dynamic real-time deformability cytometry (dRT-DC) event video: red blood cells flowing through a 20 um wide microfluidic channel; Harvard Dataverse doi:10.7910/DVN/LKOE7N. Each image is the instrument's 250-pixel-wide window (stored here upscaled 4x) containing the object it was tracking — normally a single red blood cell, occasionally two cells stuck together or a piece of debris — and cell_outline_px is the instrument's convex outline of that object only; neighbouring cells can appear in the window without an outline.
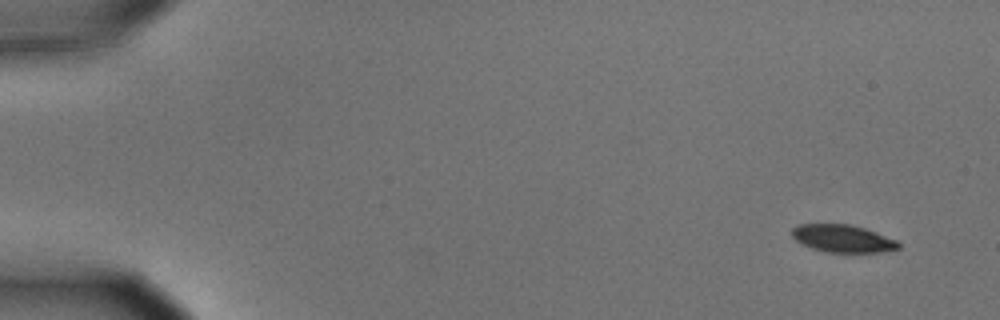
{"species": "common noctule bat (a hibernating species)", "species_latin": "Nyctalus noctula", "temperature_condition": "cold", "stored_images_in_passage": 4, "camera_frame_rate_fps": 3000, "um_per_image_px": 0.085, "animal": {"sex": "male", "body_mass_g": 15.6}, "frame": {"image": 1, "passage_image": 1, "time_ms": 0.0, "image_size_px": [1000, 320], "cell_outline_px": [[900, 248], [880, 252], [828, 252], [812, 248], [796, 240], [792, 236], [792, 228], [796, 224], [848, 224], [864, 228], [876, 232], [896, 240], [900, 244]], "centroid_in_image_um": [71.62, 20.27], "position_along_channel_um": 13.4, "area_um2": 16.94}}
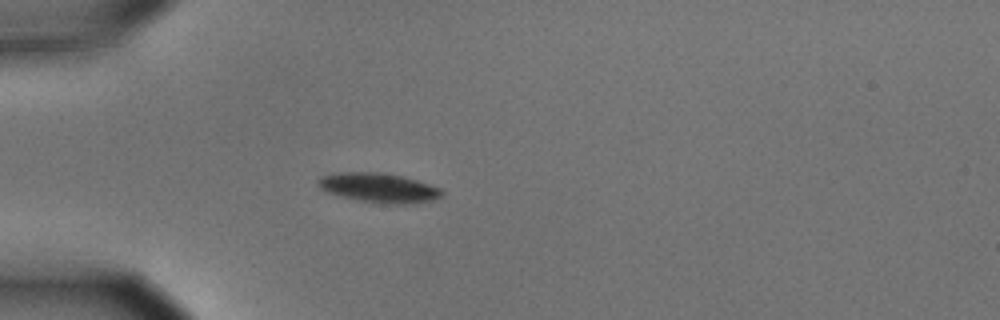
{"frame": {"image": 2, "passage_image": 4, "time_ms": 1.0, "image_size_px": [1000, 320], "cell_outline_px": [[444, 192], [440, 196], [432, 200], [408, 204], [392, 204], [364, 200], [344, 196], [328, 192], [320, 188], [316, 184], [316, 180], [320, 176], [340, 172], [380, 172], [400, 176], [416, 180], [440, 188]], "centroid_in_image_um": [32.18, 15.94], "position_along_channel_um": 52.8, "area_um2": 20.81}}